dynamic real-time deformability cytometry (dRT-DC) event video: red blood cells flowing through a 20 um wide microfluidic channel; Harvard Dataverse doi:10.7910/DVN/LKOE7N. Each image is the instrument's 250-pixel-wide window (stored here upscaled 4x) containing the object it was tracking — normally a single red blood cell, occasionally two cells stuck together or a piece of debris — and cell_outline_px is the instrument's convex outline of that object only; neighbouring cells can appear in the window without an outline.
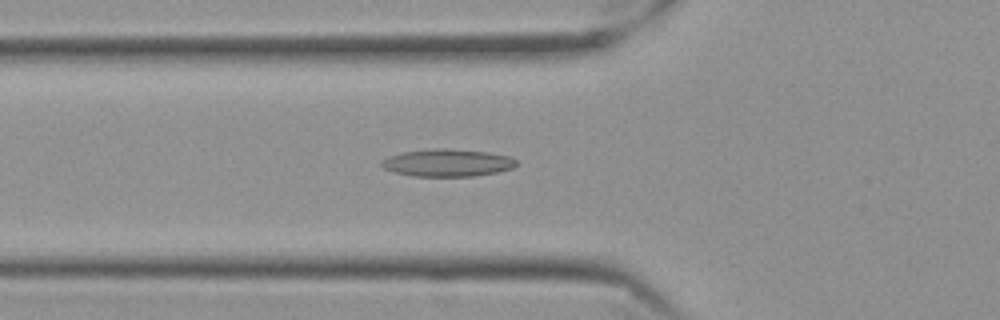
{"species": "Egyptian fruit bat (a non-hibernating species)", "species_latin": "Rousettus aegyptiacus", "temperature_condition": "cold", "stored_images_in_passage": 46, "camera_frame_rate_fps": 3000, "um_per_image_px": 0.085, "frame": {"image": 1, "passage_image": 9, "time_ms": 2.667, "image_size_px": [1000, 320], "cell_outline_px": [[516, 164], [512, 168], [496, 172], [472, 176], [412, 176], [392, 172], [384, 168], [380, 164], [380, 160], [388, 156], [400, 152], [436, 148], [448, 148], [488, 152], [512, 156], [516, 160]], "centroid_in_image_um": [37.99, 13.83], "position_along_channel_um": 87.8, "area_um2": 21.73}}
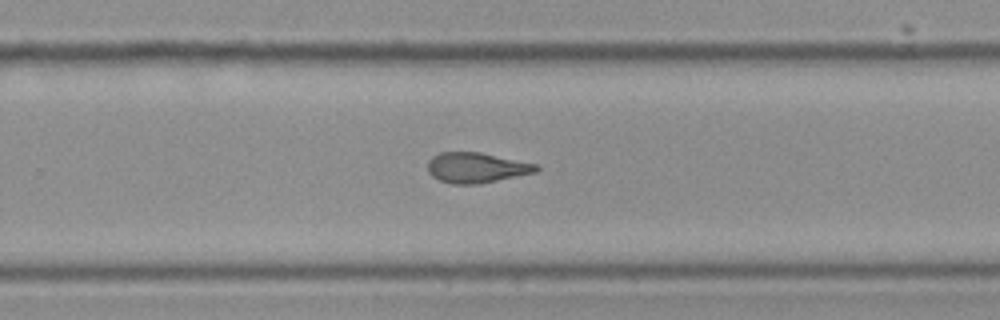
{"frame": {"image": 2, "passage_image": 26, "time_ms": 8.333, "image_size_px": [1000, 320], "cell_outline_px": [[540, 168], [536, 172], [480, 184], [452, 184], [440, 180], [432, 176], [428, 172], [428, 160], [432, 156], [440, 152], [480, 152], [536, 164]], "centroid_in_image_um": [40.47, 14.25], "position_along_channel_um": 289.3, "area_um2": 19.13}}
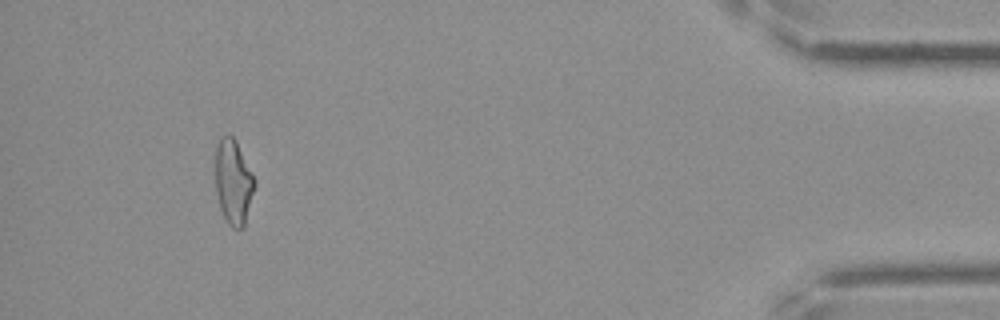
{"frame": {"image": 3, "passage_image": 42, "time_ms": 13.667, "image_size_px": [1000, 320], "cell_outline_px": [[256, 184], [244, 228], [232, 228], [228, 224], [220, 208], [216, 192], [216, 148], [220, 136], [228, 132], [236, 140], [256, 180]], "centroid_in_image_um": [19.85, 15.45], "position_along_channel_um": 415.4, "area_um2": 19.59}, "authors_computed_cell_mechanics": {"area_um2": 19.2474, "velocity_mm_per_s": 3.5386, "shape_relaxation_time_tau1_ms": null, "shape_relaxation_time_tau2_ms": 3.922, "deformation_change_tau1": null, "deformation_change_tau2": 0.132}}